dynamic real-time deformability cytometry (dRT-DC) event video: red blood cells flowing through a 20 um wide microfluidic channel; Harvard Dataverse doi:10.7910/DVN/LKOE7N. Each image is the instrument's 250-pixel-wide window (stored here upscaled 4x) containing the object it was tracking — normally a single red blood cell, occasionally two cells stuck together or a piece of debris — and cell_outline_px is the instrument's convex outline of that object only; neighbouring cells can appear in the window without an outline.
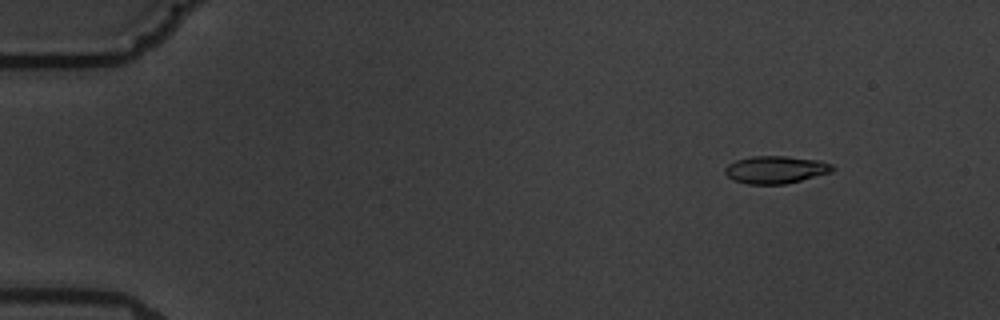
{"species": "common noctule bat (a hibernating species)", "species_latin": "Nyctalus noctula", "temperature_condition": "warm", "stored_images_in_passage": 6, "camera_frame_rate_fps": 3000, "um_per_image_px": 0.085, "animal": {"sex": "male", "body_mass_g": 19.5, "forearm_length_mm": 54.6}, "frame": {"image": 1, "passage_image": 2, "time_ms": 1.333, "image_size_px": [1000, 320], "cell_outline_px": [[836, 168], [832, 172], [784, 184], [748, 184], [732, 180], [724, 172], [724, 168], [728, 164], [736, 160], [752, 156], [784, 156], [820, 160], [832, 164]], "centroid_in_image_um": [65.93, 14.42], "position_along_channel_um": 19.1, "area_um2": 17.28}}